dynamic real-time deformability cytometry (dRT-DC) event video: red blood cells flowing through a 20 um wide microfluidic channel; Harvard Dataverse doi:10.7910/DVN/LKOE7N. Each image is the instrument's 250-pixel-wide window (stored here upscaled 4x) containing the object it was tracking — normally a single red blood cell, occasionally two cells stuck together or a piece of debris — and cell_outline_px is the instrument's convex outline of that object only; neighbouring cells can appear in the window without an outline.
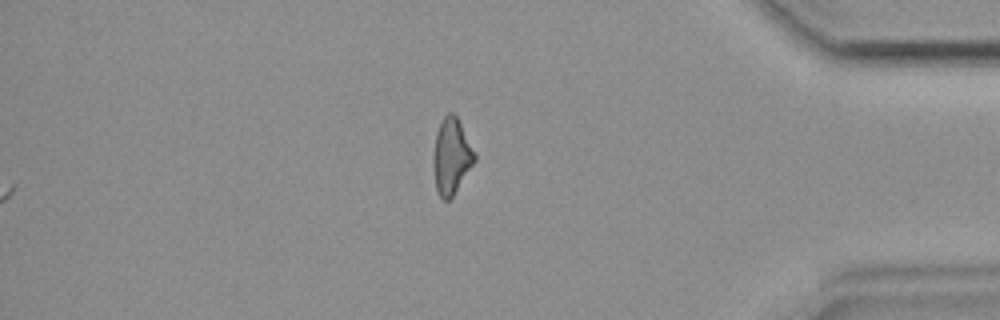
{"species": "common noctule bat (a hibernating species)", "species_latin": "Nyctalus noctula", "temperature_condition": "room temperature", "stored_images_in_passage": 47, "camera_frame_rate_fps": 3000, "um_per_image_px": 0.085, "animal": {"sex": "female", "body_mass_g": 19.9}, "frame": {"image": 1, "passage_image": 47, "time_ms": 15.333, "image_size_px": [1000, 320], "cell_outline_px": [[476, 160], [452, 196], [448, 200], [444, 200], [440, 196], [436, 188], [432, 160], [432, 156], [436, 132], [444, 116], [448, 112], [452, 112], [456, 116], [476, 152]], "centroid_in_image_um": [38.37, 13.26], "position_along_channel_um": 396.8, "area_um2": 18.15}}